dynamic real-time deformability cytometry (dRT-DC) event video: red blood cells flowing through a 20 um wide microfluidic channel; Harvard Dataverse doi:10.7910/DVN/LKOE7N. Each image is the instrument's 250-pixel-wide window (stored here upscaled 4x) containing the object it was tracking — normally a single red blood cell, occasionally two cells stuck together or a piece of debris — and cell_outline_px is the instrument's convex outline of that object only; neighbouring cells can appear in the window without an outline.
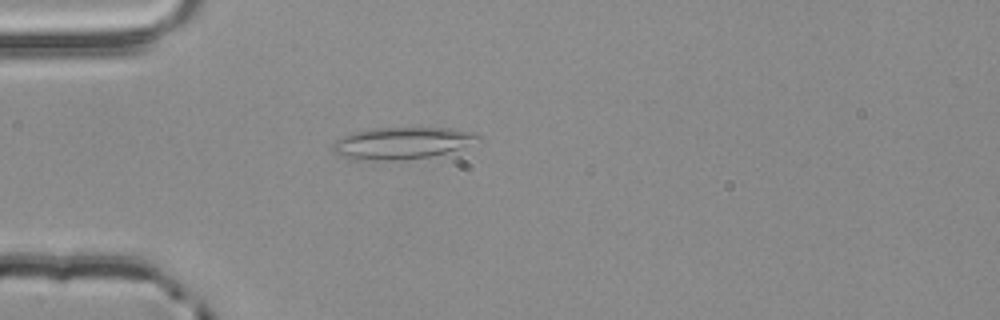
{"species": "common noctule bat (a hibernating species)", "species_latin": "Nyctalus noctula", "temperature_condition": "room temperature", "stored_images_in_passage": 3, "camera_frame_rate_fps": 3000, "um_per_image_px": 0.085, "animal": {"sex": "male", "body_mass_g": 20.4}, "frame": {"image": 1, "passage_image": 3, "time_ms": 0.667, "image_size_px": [1000, 320], "cell_outline_px": [[484, 140], [460, 148], [428, 156], [400, 160], [360, 160], [340, 156], [332, 152], [328, 148], [336, 140], [344, 136], [356, 132], [372, 128], [448, 128], [476, 132], [484, 136]], "centroid_in_image_um": [34.18, 12.16], "position_along_channel_um": 50.8, "area_um2": 27.11}}